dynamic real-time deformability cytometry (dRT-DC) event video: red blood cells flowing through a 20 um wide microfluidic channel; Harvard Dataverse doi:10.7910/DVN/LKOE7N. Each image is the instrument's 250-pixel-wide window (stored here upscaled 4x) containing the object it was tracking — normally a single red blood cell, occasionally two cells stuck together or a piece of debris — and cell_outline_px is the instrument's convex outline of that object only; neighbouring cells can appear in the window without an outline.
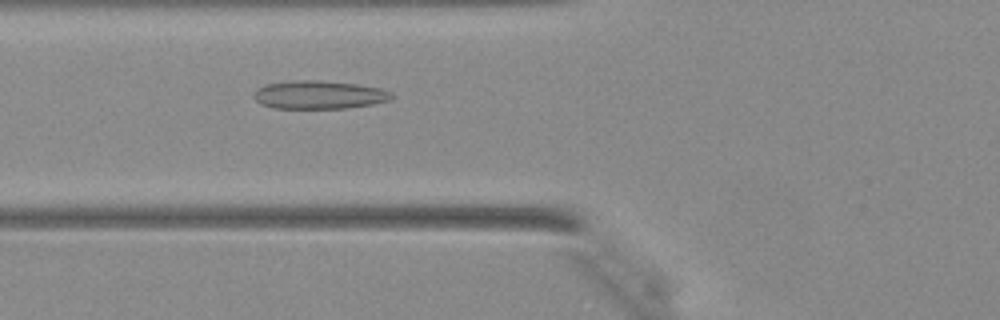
{"species": "Egyptian fruit bat (a non-hibernating species)", "species_latin": "Rousettus aegyptiacus", "temperature_condition": "warm", "stored_images_in_passage": 29, "camera_frame_rate_fps": 3000, "um_per_image_px": 0.085, "animal": {"sex": "female"}, "frame": {"image": 1, "passage_image": 3, "time_ms": 0.667, "image_size_px": [1000, 320], "cell_outline_px": [[396, 96], [392, 100], [372, 104], [348, 108], [272, 108], [260, 104], [252, 96], [264, 84], [300, 80], [320, 80], [356, 84], [380, 88], [392, 92]], "centroid_in_image_um": [27.17, 8.06], "position_along_channel_um": 98.6, "area_um2": 22.77}}
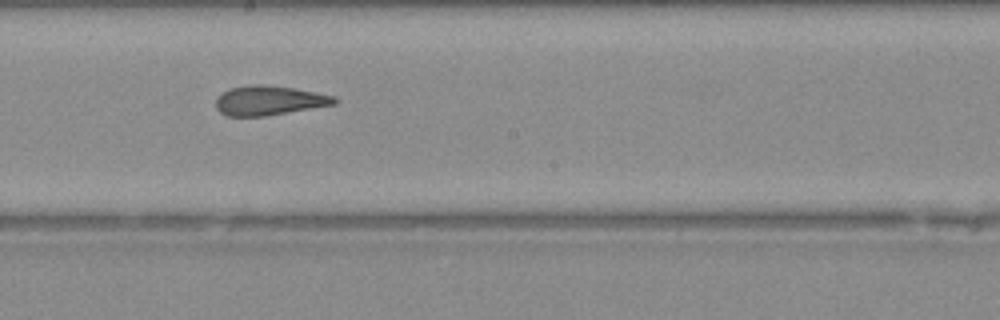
{"frame": {"image": 2, "passage_image": 11, "time_ms": 3.333, "image_size_px": [1000, 320], "cell_outline_px": [[336, 104], [264, 116], [228, 116], [220, 112], [216, 108], [216, 96], [232, 88], [252, 84], [260, 84], [296, 88], [336, 96]], "centroid_in_image_um": [22.87, 8.53], "position_along_channel_um": 225.3, "area_um2": 20.29}}
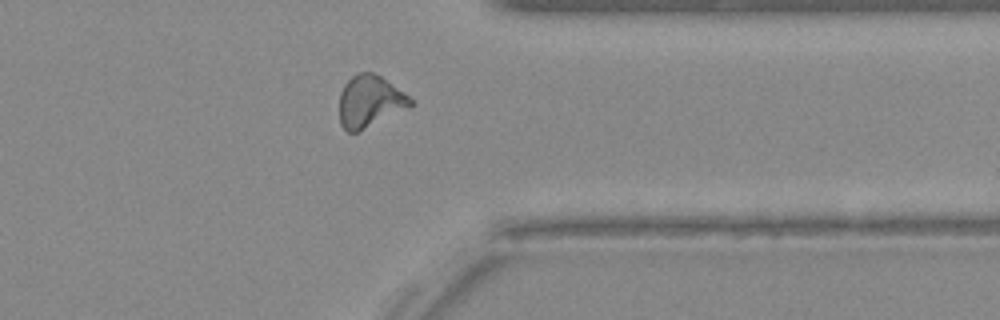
{"frame": {"image": 3, "passage_image": 21, "time_ms": 6.667, "image_size_px": [1000, 320], "cell_outline_px": [[412, 104], [356, 132], [348, 132], [340, 124], [340, 92], [344, 84], [352, 76], [360, 72], [372, 72], [380, 76], [404, 92], [412, 100]], "centroid_in_image_um": [31.37, 8.58], "position_along_channel_um": 380.0, "area_um2": 20.69}}